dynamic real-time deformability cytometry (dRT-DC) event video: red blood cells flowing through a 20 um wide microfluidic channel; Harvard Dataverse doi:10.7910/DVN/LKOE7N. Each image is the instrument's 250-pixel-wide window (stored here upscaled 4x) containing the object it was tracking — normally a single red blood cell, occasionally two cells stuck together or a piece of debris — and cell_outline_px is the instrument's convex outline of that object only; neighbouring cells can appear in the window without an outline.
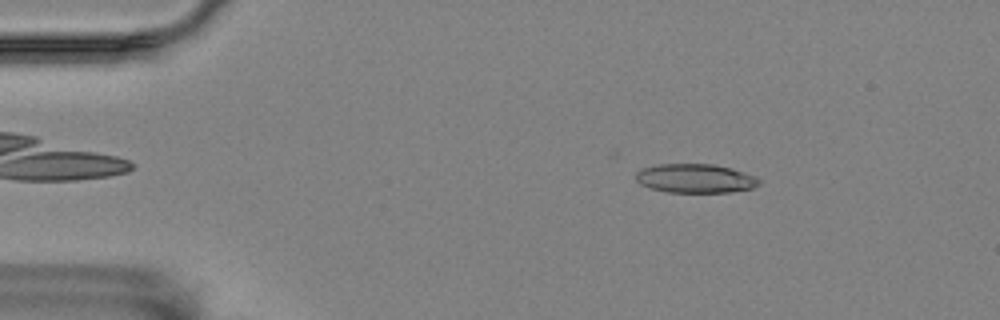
{"species": "Egyptian fruit bat (a non-hibernating species)", "species_latin": "Rousettus aegyptiacus", "temperature_condition": "room temperature", "stored_images_in_passage": 57, "camera_frame_rate_fps": 3000, "um_per_image_px": 0.085, "animal": {"sex": "female"}, "frame": {"image": 1, "passage_image": 9, "time_ms": 2.667, "image_size_px": [1000, 320], "cell_outline_px": [[760, 184], [752, 188], [732, 192], [668, 192], [648, 188], [640, 184], [636, 180], [636, 172], [644, 168], [656, 164], [712, 164], [728, 168], [752, 176], [760, 180]], "centroid_in_image_um": [59.04, 15.17], "position_along_channel_um": 26.0, "area_um2": 20.58}}
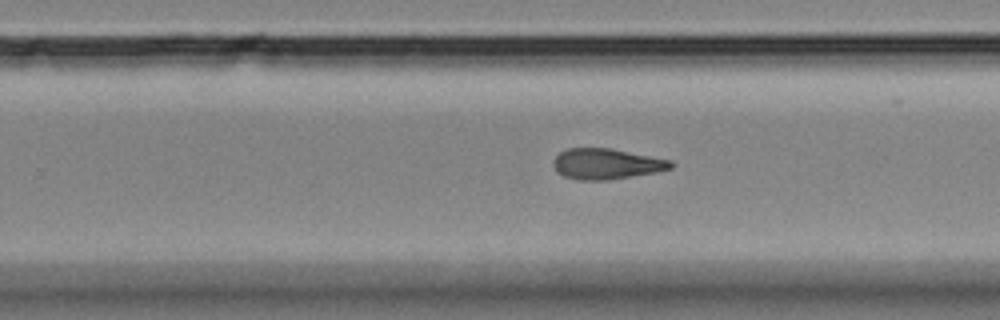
{"frame": {"image": 2, "passage_image": 36, "time_ms": 11.667, "image_size_px": [1000, 320], "cell_outline_px": [[676, 164], [672, 168], [656, 172], [608, 180], [576, 180], [564, 176], [556, 172], [552, 164], [552, 160], [560, 152], [568, 148], [612, 148], [672, 160]], "centroid_in_image_um": [51.55, 13.93], "position_along_channel_um": 278.3, "area_um2": 21.27}}
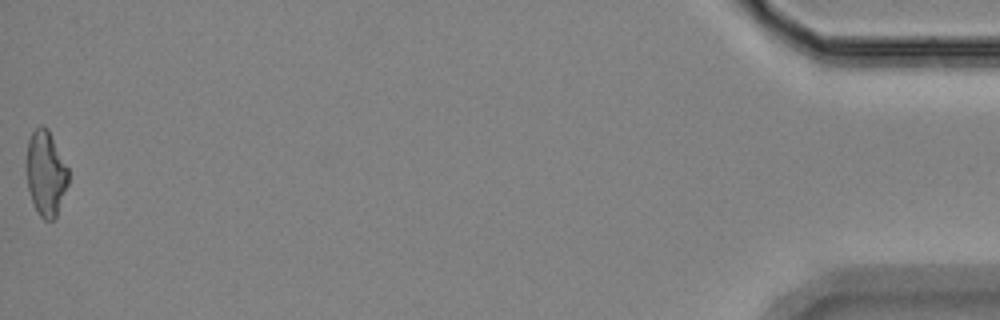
{"frame": {"image": 3, "passage_image": 57, "time_ms": 18.667, "image_size_px": [1000, 320], "cell_outline_px": [[68, 184], [56, 216], [52, 220], [44, 220], [40, 216], [32, 200], [28, 188], [28, 140], [32, 132], [40, 124], [44, 124], [48, 128], [68, 168]], "centroid_in_image_um": [3.92, 14.71], "position_along_channel_um": 431.3, "area_um2": 20.35}, "authors_computed_cell_mechanics": {"area_um2": 21.2704, "velocity_mm_per_s": 3.5127, "shape_relaxation_time_tau1_ms": null, "shape_relaxation_time_tau2_ms": 6.2324, "deformation_change_tau1": null, "deformation_change_tau2": 0.177}}